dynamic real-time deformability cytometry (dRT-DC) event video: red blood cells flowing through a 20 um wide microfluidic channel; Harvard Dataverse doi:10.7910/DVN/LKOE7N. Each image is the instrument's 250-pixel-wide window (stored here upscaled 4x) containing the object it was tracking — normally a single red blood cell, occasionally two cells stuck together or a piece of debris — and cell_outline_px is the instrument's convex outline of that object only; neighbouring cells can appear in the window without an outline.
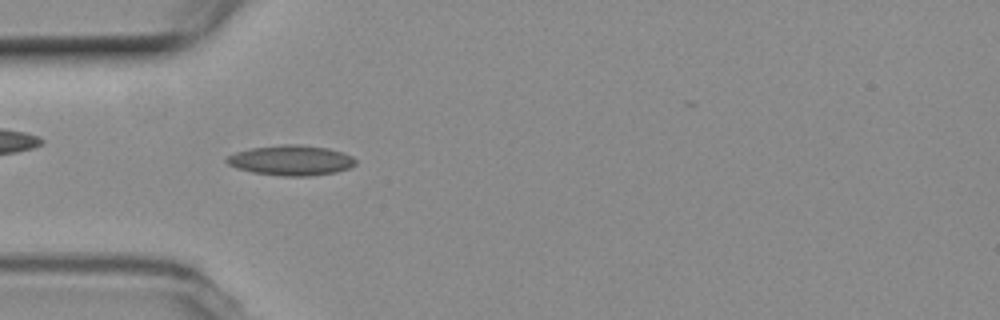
{"species": "common noctule bat (a hibernating species)", "species_latin": "Nyctalus noctula", "temperature_condition": "room temperature", "stored_images_in_passage": 43, "camera_frame_rate_fps": 3000, "um_per_image_px": 0.085, "animal": {"sex": "female", "body_mass_g": 19.3, "forearm_length_mm": 54.1}, "frame": {"image": 1, "passage_image": 3, "time_ms": 0.667, "image_size_px": [1000, 320], "cell_outline_px": [[356, 164], [348, 168], [336, 172], [312, 176], [284, 176], [252, 172], [236, 168], [228, 164], [224, 160], [228, 156], [236, 152], [252, 148], [288, 144], [296, 144], [328, 148], [352, 156], [356, 160]], "centroid_in_image_um": [24.74, 13.64], "position_along_channel_um": 60.3, "area_um2": 22.48}}
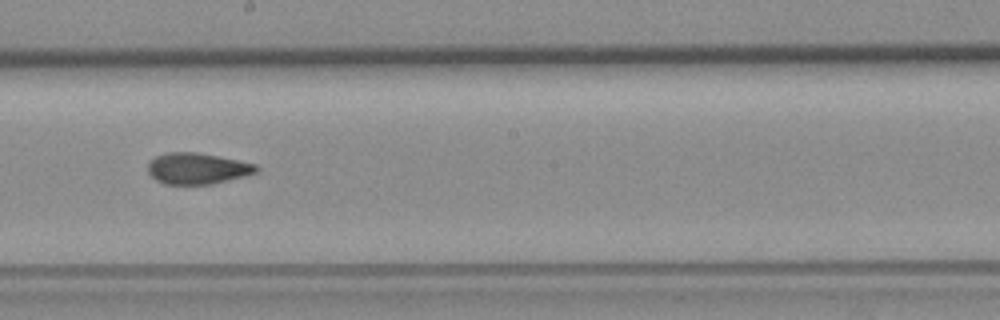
{"frame": {"image": 2, "passage_image": 17, "time_ms": 5.333, "image_size_px": [1000, 320], "cell_outline_px": [[256, 172], [212, 184], [164, 184], [156, 180], [148, 172], [148, 164], [156, 156], [168, 152], [196, 152], [256, 164]], "centroid_in_image_um": [16.71, 14.32], "position_along_channel_um": 231.5, "area_um2": 19.25}}
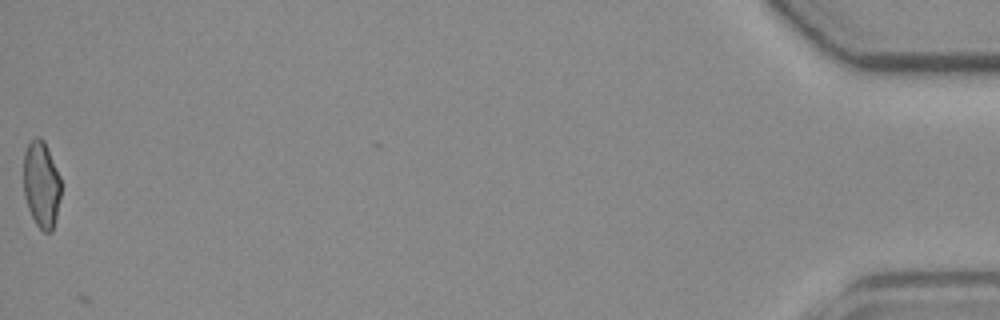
{"frame": {"image": 3, "passage_image": 42, "time_ms": 13.667, "image_size_px": [1000, 320], "cell_outline_px": [[60, 196], [56, 216], [52, 232], [44, 232], [36, 224], [28, 208], [24, 196], [24, 152], [28, 144], [36, 136], [40, 136], [44, 140], [60, 176]], "centroid_in_image_um": [3.51, 15.66], "position_along_channel_um": 431.7, "area_um2": 18.79}, "authors_computed_cell_mechanics": {"area_um2": 19.7098, "velocity_mm_per_s": 3.6911, "shape_relaxation_time_tau1_ms": 9.0258, "shape_relaxation_time_tau2_ms": 2.752, "deformation_change_tau1": 0.1972, "deformation_change_tau2": 0.0828}}